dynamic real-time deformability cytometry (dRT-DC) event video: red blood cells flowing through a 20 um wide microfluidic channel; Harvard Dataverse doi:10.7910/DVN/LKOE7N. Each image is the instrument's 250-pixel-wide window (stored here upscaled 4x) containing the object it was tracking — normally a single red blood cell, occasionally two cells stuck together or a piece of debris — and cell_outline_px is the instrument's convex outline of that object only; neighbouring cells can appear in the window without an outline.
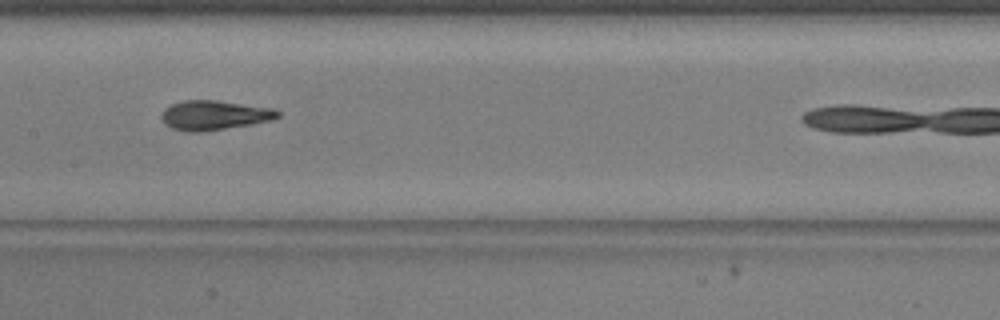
{"species": "common noctule bat (a hibernating species)", "species_latin": "Nyctalus noctula", "temperature_condition": "warm", "stored_images_in_passage": 35, "camera_frame_rate_fps": 3000, "um_per_image_px": 0.085, "animal": {"sex": "male", "body_mass_g": 20.5, "forearm_length_mm": 52.5}, "frame": {"image": 1, "passage_image": 18, "time_ms": 5.667, "image_size_px": [1000, 320], "cell_outline_px": [[280, 116], [272, 120], [252, 124], [204, 132], [184, 132], [172, 128], [164, 124], [160, 116], [164, 108], [172, 104], [184, 100], [216, 100], [272, 108], [280, 112]], "centroid_in_image_um": [18.18, 9.8], "position_along_channel_um": 189.2, "area_um2": 20.17}}
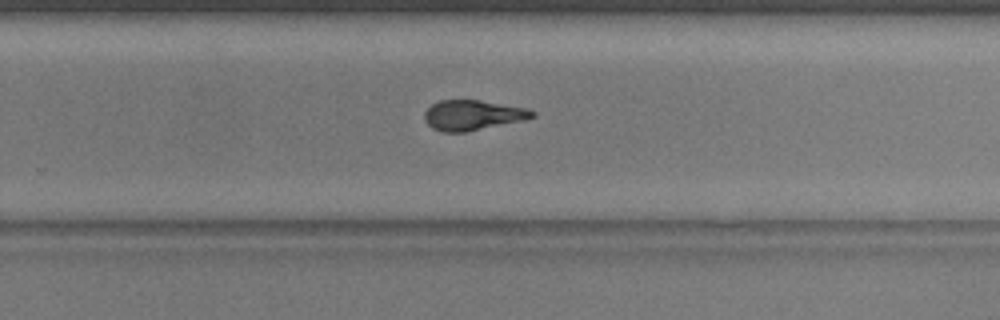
{"frame": {"image": 2, "passage_image": 26, "time_ms": 8.333, "image_size_px": [1000, 320], "cell_outline_px": [[536, 116], [524, 120], [468, 132], [444, 132], [432, 128], [424, 120], [424, 112], [432, 104], [440, 100], [480, 100], [528, 108], [536, 112]], "centroid_in_image_um": [40.2, 9.79], "position_along_channel_um": 289.6, "area_um2": 19.07}}
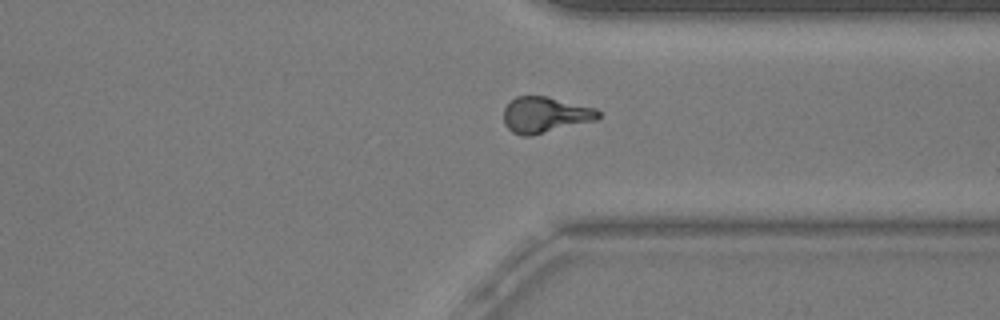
{"frame": {"image": 3, "passage_image": 32, "time_ms": 10.333, "image_size_px": [1000, 320], "cell_outline_px": [[600, 116], [596, 120], [532, 136], [520, 136], [512, 132], [504, 124], [504, 108], [516, 96], [548, 96], [596, 108], [600, 112]], "centroid_in_image_um": [46.34, 9.76], "position_along_channel_um": 365.1, "area_um2": 19.94}}